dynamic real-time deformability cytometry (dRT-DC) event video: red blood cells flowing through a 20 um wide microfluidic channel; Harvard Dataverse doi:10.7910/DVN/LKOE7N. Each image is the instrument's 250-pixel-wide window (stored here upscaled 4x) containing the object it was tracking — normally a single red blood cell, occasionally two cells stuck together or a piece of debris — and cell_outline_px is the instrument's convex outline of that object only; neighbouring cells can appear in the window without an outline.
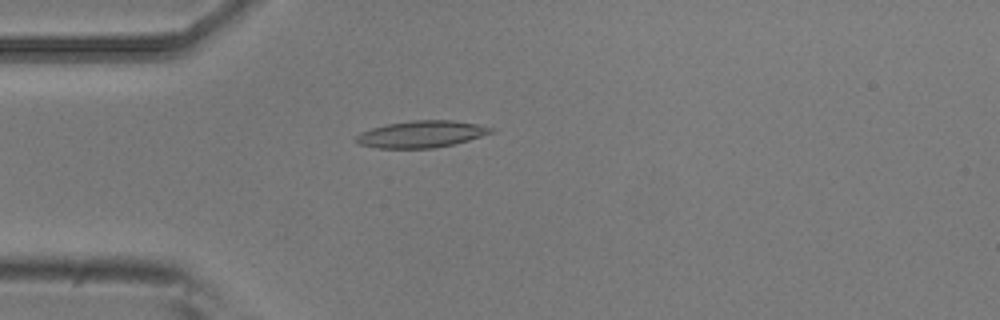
{"species": "common noctule bat (a hibernating species)", "species_latin": "Nyctalus noctula", "temperature_condition": "room temperature", "stored_images_in_passage": 5, "camera_frame_rate_fps": 3000, "um_per_image_px": 0.085, "animal": {"sex": "male", "body_mass_g": 20.5, "forearm_length_mm": 52.5}, "frame": {"image": 1, "passage_image": 5, "time_ms": 1.333, "image_size_px": [1000, 320], "cell_outline_px": [[496, 132], [468, 140], [452, 144], [432, 148], [376, 148], [360, 144], [352, 140], [360, 132], [372, 128], [388, 124], [412, 120], [452, 120], [476, 124], [496, 128]], "centroid_in_image_um": [35.82, 11.4], "position_along_channel_um": 49.2, "area_um2": 21.1}}